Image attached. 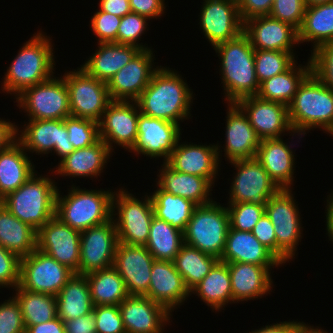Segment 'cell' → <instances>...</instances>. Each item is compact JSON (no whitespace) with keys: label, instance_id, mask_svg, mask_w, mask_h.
<instances>
[{"label":"cell","instance_id":"cell-1","mask_svg":"<svg viewBox=\"0 0 333 333\" xmlns=\"http://www.w3.org/2000/svg\"><path fill=\"white\" fill-rule=\"evenodd\" d=\"M194 97L178 71L160 65L136 103L141 114L180 125L190 119Z\"/></svg>","mask_w":333,"mask_h":333},{"label":"cell","instance_id":"cell-2","mask_svg":"<svg viewBox=\"0 0 333 333\" xmlns=\"http://www.w3.org/2000/svg\"><path fill=\"white\" fill-rule=\"evenodd\" d=\"M51 37L37 31L21 46L6 70L1 89L15 98L25 89L45 82L55 74V56Z\"/></svg>","mask_w":333,"mask_h":333},{"label":"cell","instance_id":"cell-3","mask_svg":"<svg viewBox=\"0 0 333 333\" xmlns=\"http://www.w3.org/2000/svg\"><path fill=\"white\" fill-rule=\"evenodd\" d=\"M213 50L221 61L219 74L226 103L255 96L259 91L254 54L249 37L242 32L238 37L216 45Z\"/></svg>","mask_w":333,"mask_h":333},{"label":"cell","instance_id":"cell-4","mask_svg":"<svg viewBox=\"0 0 333 333\" xmlns=\"http://www.w3.org/2000/svg\"><path fill=\"white\" fill-rule=\"evenodd\" d=\"M288 112L294 132L304 136L318 128L330 134L333 131V90L311 72L299 86Z\"/></svg>","mask_w":333,"mask_h":333},{"label":"cell","instance_id":"cell-5","mask_svg":"<svg viewBox=\"0 0 333 333\" xmlns=\"http://www.w3.org/2000/svg\"><path fill=\"white\" fill-rule=\"evenodd\" d=\"M35 172L18 189L2 199V205L19 220L38 231L55 216L57 182Z\"/></svg>","mask_w":333,"mask_h":333},{"label":"cell","instance_id":"cell-6","mask_svg":"<svg viewBox=\"0 0 333 333\" xmlns=\"http://www.w3.org/2000/svg\"><path fill=\"white\" fill-rule=\"evenodd\" d=\"M57 191L55 216L82 232L112 219V189H82L71 185L67 195Z\"/></svg>","mask_w":333,"mask_h":333},{"label":"cell","instance_id":"cell-7","mask_svg":"<svg viewBox=\"0 0 333 333\" xmlns=\"http://www.w3.org/2000/svg\"><path fill=\"white\" fill-rule=\"evenodd\" d=\"M229 228L227 207L214 200L194 209L183 232L184 243L220 260Z\"/></svg>","mask_w":333,"mask_h":333},{"label":"cell","instance_id":"cell-8","mask_svg":"<svg viewBox=\"0 0 333 333\" xmlns=\"http://www.w3.org/2000/svg\"><path fill=\"white\" fill-rule=\"evenodd\" d=\"M116 190H113L112 197V219L116 225L119 242L145 246L154 217L151 196L146 193L142 196L144 199L140 200L124 187Z\"/></svg>","mask_w":333,"mask_h":333},{"label":"cell","instance_id":"cell-9","mask_svg":"<svg viewBox=\"0 0 333 333\" xmlns=\"http://www.w3.org/2000/svg\"><path fill=\"white\" fill-rule=\"evenodd\" d=\"M292 189H280L267 201L265 213L274 227L277 258L285 264L294 259L303 235L302 218Z\"/></svg>","mask_w":333,"mask_h":333},{"label":"cell","instance_id":"cell-10","mask_svg":"<svg viewBox=\"0 0 333 333\" xmlns=\"http://www.w3.org/2000/svg\"><path fill=\"white\" fill-rule=\"evenodd\" d=\"M28 119L64 120L71 115L65 79L55 75L45 82L25 89L14 100Z\"/></svg>","mask_w":333,"mask_h":333},{"label":"cell","instance_id":"cell-11","mask_svg":"<svg viewBox=\"0 0 333 333\" xmlns=\"http://www.w3.org/2000/svg\"><path fill=\"white\" fill-rule=\"evenodd\" d=\"M71 116L99 123L111 102L107 83L89 76L82 68L65 71Z\"/></svg>","mask_w":333,"mask_h":333},{"label":"cell","instance_id":"cell-12","mask_svg":"<svg viewBox=\"0 0 333 333\" xmlns=\"http://www.w3.org/2000/svg\"><path fill=\"white\" fill-rule=\"evenodd\" d=\"M234 166L228 203H250L266 205L269 198L280 188L270 178L268 172L256 158L240 159L229 162Z\"/></svg>","mask_w":333,"mask_h":333},{"label":"cell","instance_id":"cell-13","mask_svg":"<svg viewBox=\"0 0 333 333\" xmlns=\"http://www.w3.org/2000/svg\"><path fill=\"white\" fill-rule=\"evenodd\" d=\"M74 272L44 252L35 249L20 260V283L14 290L56 296Z\"/></svg>","mask_w":333,"mask_h":333},{"label":"cell","instance_id":"cell-14","mask_svg":"<svg viewBox=\"0 0 333 333\" xmlns=\"http://www.w3.org/2000/svg\"><path fill=\"white\" fill-rule=\"evenodd\" d=\"M26 123L24 121L21 130L19 125L16 126V140L29 154L47 155L54 152L62 160L75 150L69 141L64 120L29 119Z\"/></svg>","mask_w":333,"mask_h":333},{"label":"cell","instance_id":"cell-15","mask_svg":"<svg viewBox=\"0 0 333 333\" xmlns=\"http://www.w3.org/2000/svg\"><path fill=\"white\" fill-rule=\"evenodd\" d=\"M118 244L113 219L82 231L78 274L86 275L113 266Z\"/></svg>","mask_w":333,"mask_h":333},{"label":"cell","instance_id":"cell-16","mask_svg":"<svg viewBox=\"0 0 333 333\" xmlns=\"http://www.w3.org/2000/svg\"><path fill=\"white\" fill-rule=\"evenodd\" d=\"M236 104L246 114L261 140L283 138L287 134H290L292 139L293 137L301 139L303 136L293 131L288 107L284 104L261 99L257 95L239 99Z\"/></svg>","mask_w":333,"mask_h":333},{"label":"cell","instance_id":"cell-17","mask_svg":"<svg viewBox=\"0 0 333 333\" xmlns=\"http://www.w3.org/2000/svg\"><path fill=\"white\" fill-rule=\"evenodd\" d=\"M199 23L201 32L212 48L238 37L244 29L238 0H203Z\"/></svg>","mask_w":333,"mask_h":333},{"label":"cell","instance_id":"cell-18","mask_svg":"<svg viewBox=\"0 0 333 333\" xmlns=\"http://www.w3.org/2000/svg\"><path fill=\"white\" fill-rule=\"evenodd\" d=\"M139 114L136 101H111L107 105L99 121V135L112 153L116 145L132 150L137 141Z\"/></svg>","mask_w":333,"mask_h":333},{"label":"cell","instance_id":"cell-19","mask_svg":"<svg viewBox=\"0 0 333 333\" xmlns=\"http://www.w3.org/2000/svg\"><path fill=\"white\" fill-rule=\"evenodd\" d=\"M182 127L163 119L139 114L137 141L130 151L150 159L163 158L167 162L182 135Z\"/></svg>","mask_w":333,"mask_h":333},{"label":"cell","instance_id":"cell-20","mask_svg":"<svg viewBox=\"0 0 333 333\" xmlns=\"http://www.w3.org/2000/svg\"><path fill=\"white\" fill-rule=\"evenodd\" d=\"M153 49L140 50L107 83L111 101H136L160 68L154 65ZM155 58V59H154Z\"/></svg>","mask_w":333,"mask_h":333},{"label":"cell","instance_id":"cell-21","mask_svg":"<svg viewBox=\"0 0 333 333\" xmlns=\"http://www.w3.org/2000/svg\"><path fill=\"white\" fill-rule=\"evenodd\" d=\"M80 234L53 216L37 231V249L78 274Z\"/></svg>","mask_w":333,"mask_h":333},{"label":"cell","instance_id":"cell-22","mask_svg":"<svg viewBox=\"0 0 333 333\" xmlns=\"http://www.w3.org/2000/svg\"><path fill=\"white\" fill-rule=\"evenodd\" d=\"M177 142L174 151L166 162L175 171L206 178L213 186L219 176L222 158L221 145L194 144L189 142ZM189 143V144H188Z\"/></svg>","mask_w":333,"mask_h":333},{"label":"cell","instance_id":"cell-23","mask_svg":"<svg viewBox=\"0 0 333 333\" xmlns=\"http://www.w3.org/2000/svg\"><path fill=\"white\" fill-rule=\"evenodd\" d=\"M154 261V257L145 246L119 242L113 267L123 278L129 295L144 296L148 292Z\"/></svg>","mask_w":333,"mask_h":333},{"label":"cell","instance_id":"cell-24","mask_svg":"<svg viewBox=\"0 0 333 333\" xmlns=\"http://www.w3.org/2000/svg\"><path fill=\"white\" fill-rule=\"evenodd\" d=\"M126 333H163L172 314L147 296L129 295L120 304Z\"/></svg>","mask_w":333,"mask_h":333},{"label":"cell","instance_id":"cell-25","mask_svg":"<svg viewBox=\"0 0 333 333\" xmlns=\"http://www.w3.org/2000/svg\"><path fill=\"white\" fill-rule=\"evenodd\" d=\"M243 32L254 50L294 52L299 47L298 30L270 15L258 16L244 22Z\"/></svg>","mask_w":333,"mask_h":333},{"label":"cell","instance_id":"cell-26","mask_svg":"<svg viewBox=\"0 0 333 333\" xmlns=\"http://www.w3.org/2000/svg\"><path fill=\"white\" fill-rule=\"evenodd\" d=\"M226 130L223 151L225 161L255 158L261 138L248 117L236 103H227Z\"/></svg>","mask_w":333,"mask_h":333},{"label":"cell","instance_id":"cell-27","mask_svg":"<svg viewBox=\"0 0 333 333\" xmlns=\"http://www.w3.org/2000/svg\"><path fill=\"white\" fill-rule=\"evenodd\" d=\"M144 296L172 313L187 302L191 294L174 262L155 260L152 264L149 290Z\"/></svg>","mask_w":333,"mask_h":333},{"label":"cell","instance_id":"cell-28","mask_svg":"<svg viewBox=\"0 0 333 333\" xmlns=\"http://www.w3.org/2000/svg\"><path fill=\"white\" fill-rule=\"evenodd\" d=\"M292 145L283 138L262 139L257 149L255 158L280 189H292L294 185L296 155Z\"/></svg>","mask_w":333,"mask_h":333},{"label":"cell","instance_id":"cell-29","mask_svg":"<svg viewBox=\"0 0 333 333\" xmlns=\"http://www.w3.org/2000/svg\"><path fill=\"white\" fill-rule=\"evenodd\" d=\"M111 155L108 145L99 139L95 144L76 149L58 162L51 171L58 176L72 178H98L104 172ZM54 172V173H53Z\"/></svg>","mask_w":333,"mask_h":333},{"label":"cell","instance_id":"cell-30","mask_svg":"<svg viewBox=\"0 0 333 333\" xmlns=\"http://www.w3.org/2000/svg\"><path fill=\"white\" fill-rule=\"evenodd\" d=\"M220 261L225 263L241 262L272 268L284 265L268 248L248 231L228 230L226 246Z\"/></svg>","mask_w":333,"mask_h":333},{"label":"cell","instance_id":"cell-31","mask_svg":"<svg viewBox=\"0 0 333 333\" xmlns=\"http://www.w3.org/2000/svg\"><path fill=\"white\" fill-rule=\"evenodd\" d=\"M227 265L234 303L262 299L264 295H270V291L272 292L273 272L265 266L241 262L227 263Z\"/></svg>","mask_w":333,"mask_h":333},{"label":"cell","instance_id":"cell-32","mask_svg":"<svg viewBox=\"0 0 333 333\" xmlns=\"http://www.w3.org/2000/svg\"><path fill=\"white\" fill-rule=\"evenodd\" d=\"M156 185L173 195L191 200L197 206L212 203L213 185L203 177L175 171L166 162L161 164Z\"/></svg>","mask_w":333,"mask_h":333},{"label":"cell","instance_id":"cell-33","mask_svg":"<svg viewBox=\"0 0 333 333\" xmlns=\"http://www.w3.org/2000/svg\"><path fill=\"white\" fill-rule=\"evenodd\" d=\"M98 48L85 62L80 65L89 76L105 83L141 50L135 46L114 42L98 43Z\"/></svg>","mask_w":333,"mask_h":333},{"label":"cell","instance_id":"cell-34","mask_svg":"<svg viewBox=\"0 0 333 333\" xmlns=\"http://www.w3.org/2000/svg\"><path fill=\"white\" fill-rule=\"evenodd\" d=\"M35 172L28 153L15 140L7 148L0 151V198L18 189Z\"/></svg>","mask_w":333,"mask_h":333},{"label":"cell","instance_id":"cell-35","mask_svg":"<svg viewBox=\"0 0 333 333\" xmlns=\"http://www.w3.org/2000/svg\"><path fill=\"white\" fill-rule=\"evenodd\" d=\"M190 294H196L213 312H221L234 303L227 263L219 260Z\"/></svg>","mask_w":333,"mask_h":333},{"label":"cell","instance_id":"cell-36","mask_svg":"<svg viewBox=\"0 0 333 333\" xmlns=\"http://www.w3.org/2000/svg\"><path fill=\"white\" fill-rule=\"evenodd\" d=\"M307 61L298 66L296 61L288 70L261 82L257 96L288 107L303 80L312 72L310 58Z\"/></svg>","mask_w":333,"mask_h":333},{"label":"cell","instance_id":"cell-37","mask_svg":"<svg viewBox=\"0 0 333 333\" xmlns=\"http://www.w3.org/2000/svg\"><path fill=\"white\" fill-rule=\"evenodd\" d=\"M57 317L63 322L87 315L93 311L86 275L74 273L56 295Z\"/></svg>","mask_w":333,"mask_h":333},{"label":"cell","instance_id":"cell-38","mask_svg":"<svg viewBox=\"0 0 333 333\" xmlns=\"http://www.w3.org/2000/svg\"><path fill=\"white\" fill-rule=\"evenodd\" d=\"M0 245L23 258L37 249V231L0 206Z\"/></svg>","mask_w":333,"mask_h":333},{"label":"cell","instance_id":"cell-39","mask_svg":"<svg viewBox=\"0 0 333 333\" xmlns=\"http://www.w3.org/2000/svg\"><path fill=\"white\" fill-rule=\"evenodd\" d=\"M298 40L299 44H313L311 52L333 41V1L306 7L302 26L298 30Z\"/></svg>","mask_w":333,"mask_h":333},{"label":"cell","instance_id":"cell-40","mask_svg":"<svg viewBox=\"0 0 333 333\" xmlns=\"http://www.w3.org/2000/svg\"><path fill=\"white\" fill-rule=\"evenodd\" d=\"M86 277L94 306H119L129 296L123 278L113 266L88 273Z\"/></svg>","mask_w":333,"mask_h":333},{"label":"cell","instance_id":"cell-41","mask_svg":"<svg viewBox=\"0 0 333 333\" xmlns=\"http://www.w3.org/2000/svg\"><path fill=\"white\" fill-rule=\"evenodd\" d=\"M155 186L157 189L150 193L154 216L184 232L197 205L191 200L173 195L160 189L157 185Z\"/></svg>","mask_w":333,"mask_h":333},{"label":"cell","instance_id":"cell-42","mask_svg":"<svg viewBox=\"0 0 333 333\" xmlns=\"http://www.w3.org/2000/svg\"><path fill=\"white\" fill-rule=\"evenodd\" d=\"M183 244L182 231L172 227L166 221L153 217L145 247L155 260L173 262Z\"/></svg>","mask_w":333,"mask_h":333},{"label":"cell","instance_id":"cell-43","mask_svg":"<svg viewBox=\"0 0 333 333\" xmlns=\"http://www.w3.org/2000/svg\"><path fill=\"white\" fill-rule=\"evenodd\" d=\"M218 261V258L184 243L173 262L186 287L191 291Z\"/></svg>","mask_w":333,"mask_h":333},{"label":"cell","instance_id":"cell-44","mask_svg":"<svg viewBox=\"0 0 333 333\" xmlns=\"http://www.w3.org/2000/svg\"><path fill=\"white\" fill-rule=\"evenodd\" d=\"M15 291V292H14ZM25 327L46 323L57 317L56 296L28 290H13Z\"/></svg>","mask_w":333,"mask_h":333},{"label":"cell","instance_id":"cell-45","mask_svg":"<svg viewBox=\"0 0 333 333\" xmlns=\"http://www.w3.org/2000/svg\"><path fill=\"white\" fill-rule=\"evenodd\" d=\"M295 54L294 52L255 50V71L259 84L288 70L297 61Z\"/></svg>","mask_w":333,"mask_h":333},{"label":"cell","instance_id":"cell-46","mask_svg":"<svg viewBox=\"0 0 333 333\" xmlns=\"http://www.w3.org/2000/svg\"><path fill=\"white\" fill-rule=\"evenodd\" d=\"M69 141L74 149H81L95 144L99 139V123L89 119L68 116L64 119Z\"/></svg>","mask_w":333,"mask_h":333},{"label":"cell","instance_id":"cell-47","mask_svg":"<svg viewBox=\"0 0 333 333\" xmlns=\"http://www.w3.org/2000/svg\"><path fill=\"white\" fill-rule=\"evenodd\" d=\"M150 21L148 18L135 12H130L121 18L117 31V44L135 46L141 50L152 49L148 44L139 43L141 36L148 30L147 25ZM147 45V46H146Z\"/></svg>","mask_w":333,"mask_h":333},{"label":"cell","instance_id":"cell-48","mask_svg":"<svg viewBox=\"0 0 333 333\" xmlns=\"http://www.w3.org/2000/svg\"><path fill=\"white\" fill-rule=\"evenodd\" d=\"M230 227L235 230L251 232L259 219L265 214V205L246 203H227Z\"/></svg>","mask_w":333,"mask_h":333},{"label":"cell","instance_id":"cell-49","mask_svg":"<svg viewBox=\"0 0 333 333\" xmlns=\"http://www.w3.org/2000/svg\"><path fill=\"white\" fill-rule=\"evenodd\" d=\"M312 73L333 90V41L311 52Z\"/></svg>","mask_w":333,"mask_h":333},{"label":"cell","instance_id":"cell-50","mask_svg":"<svg viewBox=\"0 0 333 333\" xmlns=\"http://www.w3.org/2000/svg\"><path fill=\"white\" fill-rule=\"evenodd\" d=\"M306 10L305 0H274L270 16L299 30Z\"/></svg>","mask_w":333,"mask_h":333},{"label":"cell","instance_id":"cell-51","mask_svg":"<svg viewBox=\"0 0 333 333\" xmlns=\"http://www.w3.org/2000/svg\"><path fill=\"white\" fill-rule=\"evenodd\" d=\"M90 20V28L98 38L97 43H117V31L121 17L97 9Z\"/></svg>","mask_w":333,"mask_h":333},{"label":"cell","instance_id":"cell-52","mask_svg":"<svg viewBox=\"0 0 333 333\" xmlns=\"http://www.w3.org/2000/svg\"><path fill=\"white\" fill-rule=\"evenodd\" d=\"M96 333H126L117 305L93 306Z\"/></svg>","mask_w":333,"mask_h":333},{"label":"cell","instance_id":"cell-53","mask_svg":"<svg viewBox=\"0 0 333 333\" xmlns=\"http://www.w3.org/2000/svg\"><path fill=\"white\" fill-rule=\"evenodd\" d=\"M25 329L20 305L10 296L0 303V333H25Z\"/></svg>","mask_w":333,"mask_h":333},{"label":"cell","instance_id":"cell-54","mask_svg":"<svg viewBox=\"0 0 333 333\" xmlns=\"http://www.w3.org/2000/svg\"><path fill=\"white\" fill-rule=\"evenodd\" d=\"M20 260L15 253H12L0 245V289H16L20 283Z\"/></svg>","mask_w":333,"mask_h":333},{"label":"cell","instance_id":"cell-55","mask_svg":"<svg viewBox=\"0 0 333 333\" xmlns=\"http://www.w3.org/2000/svg\"><path fill=\"white\" fill-rule=\"evenodd\" d=\"M251 232L262 245L277 257V241L274 227L266 213L259 219Z\"/></svg>","mask_w":333,"mask_h":333},{"label":"cell","instance_id":"cell-56","mask_svg":"<svg viewBox=\"0 0 333 333\" xmlns=\"http://www.w3.org/2000/svg\"><path fill=\"white\" fill-rule=\"evenodd\" d=\"M274 0H238L239 14L242 22L248 19L269 15Z\"/></svg>","mask_w":333,"mask_h":333},{"label":"cell","instance_id":"cell-57","mask_svg":"<svg viewBox=\"0 0 333 333\" xmlns=\"http://www.w3.org/2000/svg\"><path fill=\"white\" fill-rule=\"evenodd\" d=\"M131 12L151 19H160L165 14V0H129ZM160 17V18H159Z\"/></svg>","mask_w":333,"mask_h":333},{"label":"cell","instance_id":"cell-58","mask_svg":"<svg viewBox=\"0 0 333 333\" xmlns=\"http://www.w3.org/2000/svg\"><path fill=\"white\" fill-rule=\"evenodd\" d=\"M93 311L76 319L64 321L66 333H96Z\"/></svg>","mask_w":333,"mask_h":333},{"label":"cell","instance_id":"cell-59","mask_svg":"<svg viewBox=\"0 0 333 333\" xmlns=\"http://www.w3.org/2000/svg\"><path fill=\"white\" fill-rule=\"evenodd\" d=\"M304 324L305 322L290 321L289 319V321L265 325V327L249 331V333H296Z\"/></svg>","mask_w":333,"mask_h":333},{"label":"cell","instance_id":"cell-60","mask_svg":"<svg viewBox=\"0 0 333 333\" xmlns=\"http://www.w3.org/2000/svg\"><path fill=\"white\" fill-rule=\"evenodd\" d=\"M99 9L123 17L131 12L129 0H99Z\"/></svg>","mask_w":333,"mask_h":333},{"label":"cell","instance_id":"cell-61","mask_svg":"<svg viewBox=\"0 0 333 333\" xmlns=\"http://www.w3.org/2000/svg\"><path fill=\"white\" fill-rule=\"evenodd\" d=\"M25 333H66L64 322L56 317L46 323L25 327Z\"/></svg>","mask_w":333,"mask_h":333},{"label":"cell","instance_id":"cell-62","mask_svg":"<svg viewBox=\"0 0 333 333\" xmlns=\"http://www.w3.org/2000/svg\"><path fill=\"white\" fill-rule=\"evenodd\" d=\"M8 120V121H7ZM0 118V151L16 140V124L9 119Z\"/></svg>","mask_w":333,"mask_h":333},{"label":"cell","instance_id":"cell-63","mask_svg":"<svg viewBox=\"0 0 333 333\" xmlns=\"http://www.w3.org/2000/svg\"><path fill=\"white\" fill-rule=\"evenodd\" d=\"M326 230L329 241L333 243V191L331 190V194L327 195L326 199Z\"/></svg>","mask_w":333,"mask_h":333},{"label":"cell","instance_id":"cell-64","mask_svg":"<svg viewBox=\"0 0 333 333\" xmlns=\"http://www.w3.org/2000/svg\"><path fill=\"white\" fill-rule=\"evenodd\" d=\"M296 333H328V331L319 326L315 327L305 323Z\"/></svg>","mask_w":333,"mask_h":333},{"label":"cell","instance_id":"cell-65","mask_svg":"<svg viewBox=\"0 0 333 333\" xmlns=\"http://www.w3.org/2000/svg\"><path fill=\"white\" fill-rule=\"evenodd\" d=\"M333 0H305L306 7L307 6H315L319 4H325L332 2Z\"/></svg>","mask_w":333,"mask_h":333}]
</instances>
